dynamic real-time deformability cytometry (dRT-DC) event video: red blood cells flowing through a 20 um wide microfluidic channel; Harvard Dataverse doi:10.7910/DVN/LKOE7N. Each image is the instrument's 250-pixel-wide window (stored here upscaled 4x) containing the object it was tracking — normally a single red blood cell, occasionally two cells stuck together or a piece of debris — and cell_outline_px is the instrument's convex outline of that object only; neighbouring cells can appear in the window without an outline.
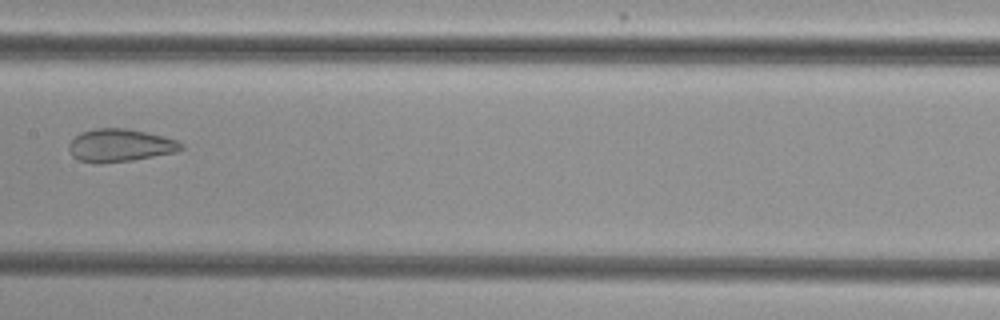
{"species": "common noctule bat (a hibernating species)", "species_latin": "Nyctalus noctula", "temperature_condition": "cold", "stored_images_in_passage": 6, "camera_frame_rate_fps": 3000, "um_per_image_px": 0.085, "animal": {"sex": "female", "body_mass_g": 29.2, "forearm_length_mm": 56.3}, "frame": {"image": 1, "passage_image": 6, "time_ms": 5.667, "image_size_px": [1000, 320], "cell_outline_px": [[184, 148], [176, 152], [132, 160], [96, 164], [80, 160], [72, 156], [68, 148], [68, 144], [80, 132], [96, 128], [124, 128], [164, 136], [176, 140], [184, 144]], "centroid_in_image_um": [10.19, 12.36], "position_along_channel_um": 197.2, "area_um2": 21.44}}